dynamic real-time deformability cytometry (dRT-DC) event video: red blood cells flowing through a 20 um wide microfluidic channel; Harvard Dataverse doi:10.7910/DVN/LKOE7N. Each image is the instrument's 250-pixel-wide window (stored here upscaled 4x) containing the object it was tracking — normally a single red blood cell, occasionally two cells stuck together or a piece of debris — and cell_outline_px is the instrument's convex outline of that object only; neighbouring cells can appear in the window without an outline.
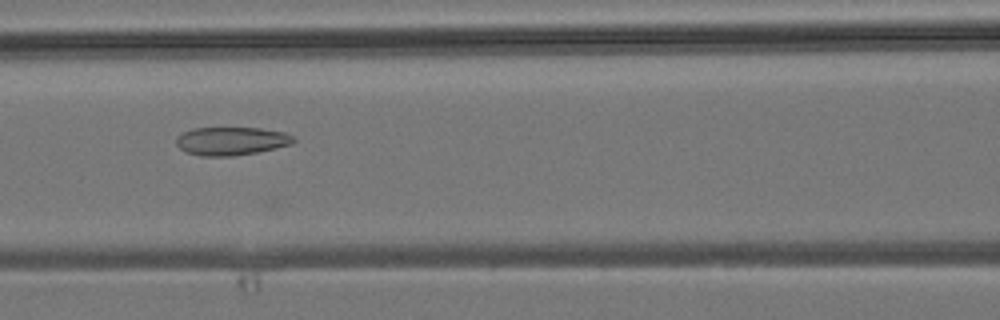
{"species": "common noctule bat (a hibernating species)", "species_latin": "Nyctalus noctula", "temperature_condition": "room temperature", "stored_images_in_passage": 6, "camera_frame_rate_fps": 3000, "um_per_image_px": 0.085, "animal": {"sex": "male", "body_mass_g": 19.2, "forearm_length_mm": 51.8}, "frame": {"image": 1, "passage_image": 5, "time_ms": 6.333, "image_size_px": [1000, 320], "cell_outline_px": [[296, 140], [292, 144], [276, 148], [256, 152], [232, 156], [200, 156], [188, 152], [180, 148], [176, 144], [176, 136], [192, 128], [260, 128], [284, 132], [292, 136]], "centroid_in_image_um": [19.65, 11.98], "position_along_channel_um": 146.9, "area_um2": 19.25}}
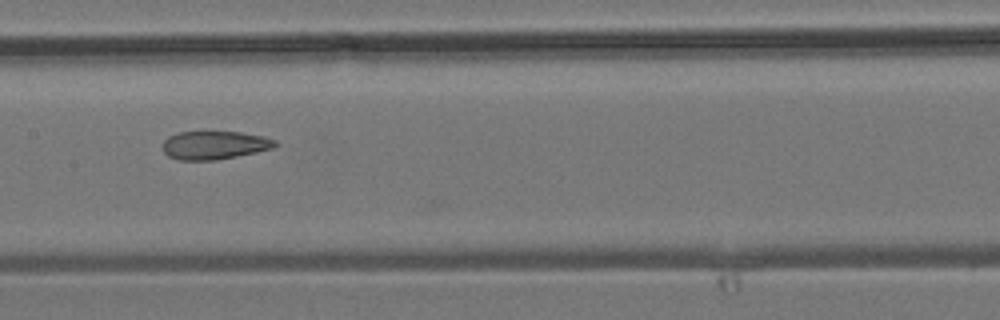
{"frame": {"image": 2, "passage_image": 6, "time_ms": 7.333, "image_size_px": [1000, 320], "cell_outline_px": [[280, 144], [272, 148], [256, 152], [216, 160], [176, 160], [168, 156], [164, 152], [164, 140], [168, 136], [180, 132], [240, 132], [264, 136], [276, 140]], "centroid_in_image_um": [18.25, 12.34], "position_along_channel_um": 189.2, "area_um2": 18.55}}